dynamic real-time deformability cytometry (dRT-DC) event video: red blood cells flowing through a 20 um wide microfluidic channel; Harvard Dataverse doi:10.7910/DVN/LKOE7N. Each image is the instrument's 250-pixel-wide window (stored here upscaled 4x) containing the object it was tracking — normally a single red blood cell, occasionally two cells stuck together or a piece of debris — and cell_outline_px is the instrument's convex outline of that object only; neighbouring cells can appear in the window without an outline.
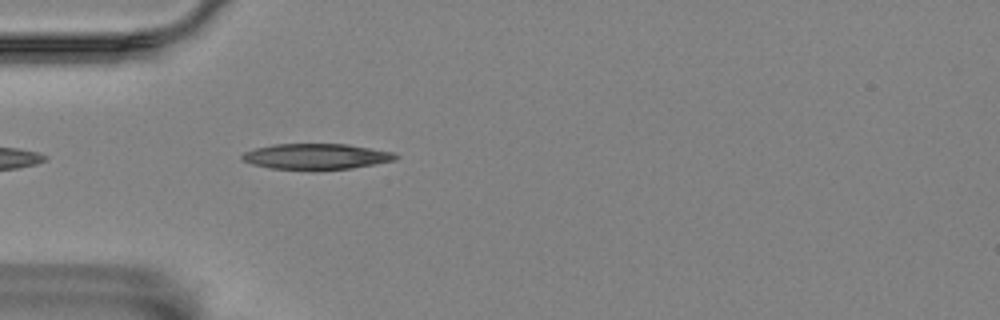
{"species": "Egyptian fruit bat (a non-hibernating species)", "species_latin": "Rousettus aegyptiacus", "temperature_condition": "room temperature", "stored_images_in_passage": 25, "camera_frame_rate_fps": 3000, "um_per_image_px": 0.085, "animal": {"sex": "female"}, "frame": {"image": 1, "passage_image": 1, "time_ms": 0.0, "image_size_px": [1000, 320], "cell_outline_px": [[400, 156], [396, 160], [352, 168], [268, 168], [252, 164], [240, 160], [240, 156], [244, 152], [256, 148], [272, 144], [348, 144], [392, 152]], "centroid_in_image_um": [26.86, 13.28], "position_along_channel_um": 58.1, "area_um2": 22.54}}
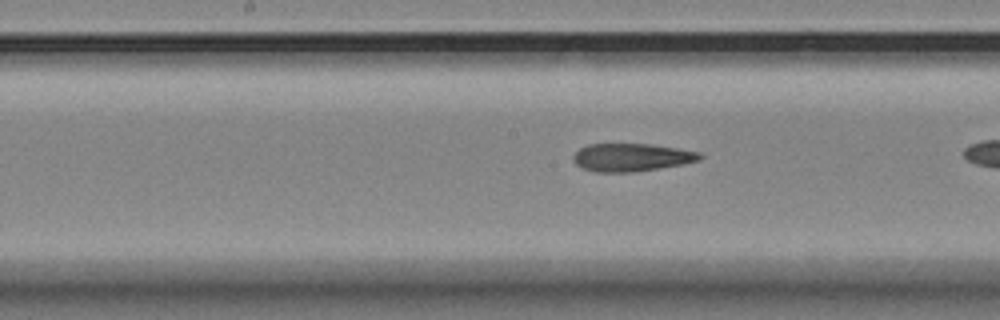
{"frame": {"image": 2, "passage_image": 10, "time_ms": 3.0, "image_size_px": [1000, 320], "cell_outline_px": [[704, 156], [700, 160], [684, 164], [660, 168], [632, 172], [596, 172], [580, 168], [572, 160], [572, 156], [580, 148], [588, 144], [648, 144], [676, 148], [700, 152]], "centroid_in_image_um": [53.66, 13.38], "position_along_channel_um": 194.5, "area_um2": 20.69}}
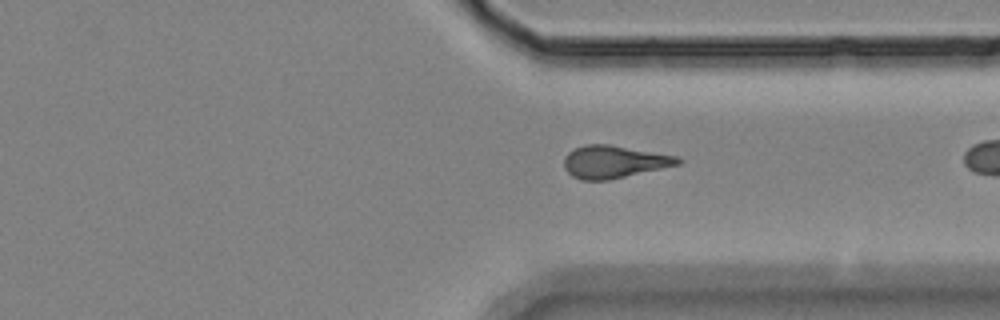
{"frame": {"image": 3, "passage_image": 24, "time_ms": 7.667, "image_size_px": [1000, 320], "cell_outline_px": [[684, 160], [680, 164], [608, 180], [584, 180], [572, 176], [564, 168], [564, 156], [568, 152], [584, 144], [608, 144], [676, 156]], "centroid_in_image_um": [52.16, 13.75], "position_along_channel_um": 359.2, "area_um2": 21.39}}